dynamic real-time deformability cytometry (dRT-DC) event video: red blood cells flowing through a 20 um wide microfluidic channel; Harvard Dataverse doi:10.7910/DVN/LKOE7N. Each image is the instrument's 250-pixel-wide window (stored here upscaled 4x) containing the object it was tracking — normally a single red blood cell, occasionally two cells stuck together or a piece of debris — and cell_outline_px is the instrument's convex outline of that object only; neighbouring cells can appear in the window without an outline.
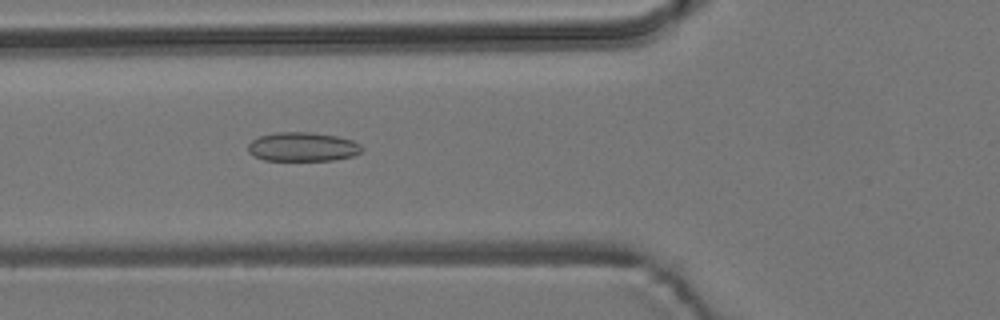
{"species": "common noctule bat (a hibernating species)", "species_latin": "Nyctalus noctula", "temperature_condition": "room temperature", "stored_images_in_passage": 55, "camera_frame_rate_fps": 3000, "um_per_image_px": 0.085, "animal": {"sex": "male", "body_mass_g": 19.2, "forearm_length_mm": 51.8}, "frame": {"image": 1, "passage_image": 20, "time_ms": 6.333, "image_size_px": [1000, 320], "cell_outline_px": [[364, 148], [360, 152], [352, 156], [332, 160], [264, 160], [252, 156], [248, 152], [248, 144], [252, 140], [260, 136], [276, 132], [312, 132], [336, 136], [352, 140], [360, 144]], "centroid_in_image_um": [25.7, 12.48], "position_along_channel_um": 100.1, "area_um2": 19.31}}
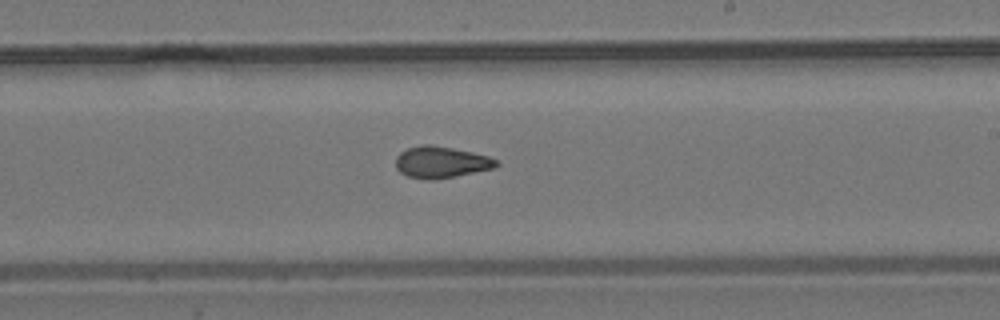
{"frame": {"image": 2, "passage_image": 32, "time_ms": 10.333, "image_size_px": [1000, 320], "cell_outline_px": [[500, 164], [492, 168], [456, 176], [432, 180], [428, 180], [408, 176], [400, 172], [396, 168], [396, 156], [400, 152], [408, 148], [420, 144], [432, 144], [472, 152], [488, 156], [496, 160]], "centroid_in_image_um": [37.46, 13.78], "position_along_channel_um": 251.5, "area_um2": 18.44}}
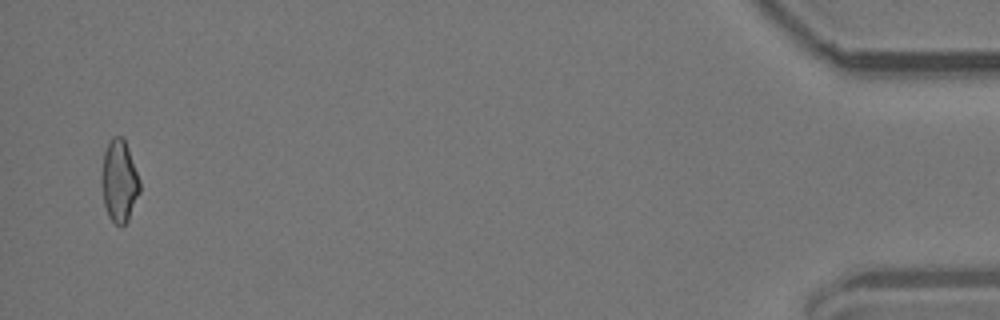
{"frame": {"image": 3, "passage_image": 53, "time_ms": 17.333, "image_size_px": [1000, 320], "cell_outline_px": [[140, 192], [128, 220], [120, 228], [108, 216], [104, 204], [100, 184], [100, 176], [104, 152], [112, 136], [124, 136], [140, 180]], "centroid_in_image_um": [10.12, 15.38], "position_along_channel_um": 425.1, "area_um2": 18.61}}